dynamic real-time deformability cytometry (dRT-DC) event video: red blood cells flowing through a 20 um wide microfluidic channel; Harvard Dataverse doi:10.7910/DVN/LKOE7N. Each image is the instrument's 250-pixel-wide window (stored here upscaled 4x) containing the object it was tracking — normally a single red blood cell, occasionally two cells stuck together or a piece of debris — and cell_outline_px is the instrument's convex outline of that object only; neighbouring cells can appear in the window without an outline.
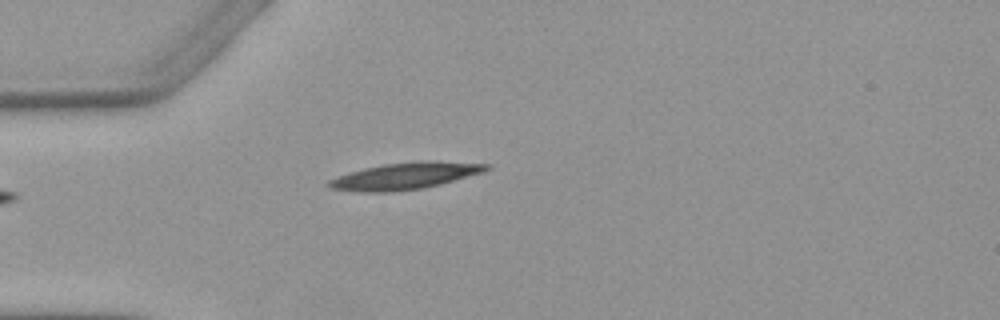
{"species": "Egyptian fruit bat (a non-hibernating species)", "species_latin": "Rousettus aegyptiacus", "temperature_condition": "warm", "stored_images_in_passage": 1, "camera_frame_rate_fps": 3000, "um_per_image_px": 0.085, "animal": {"sex": "female"}, "frame": {"image": 1, "passage_image": 1, "time_ms": 0.0, "image_size_px": [1000, 320], "cell_outline_px": [[492, 168], [484, 172], [440, 184], [420, 188], [392, 192], [360, 192], [328, 188], [324, 184], [328, 180], [364, 168], [384, 164], [420, 160], [440, 160], [492, 164]], "centroid_in_image_um": [34.48, 14.94], "position_along_channel_um": 50.5, "area_um2": 24.8}}